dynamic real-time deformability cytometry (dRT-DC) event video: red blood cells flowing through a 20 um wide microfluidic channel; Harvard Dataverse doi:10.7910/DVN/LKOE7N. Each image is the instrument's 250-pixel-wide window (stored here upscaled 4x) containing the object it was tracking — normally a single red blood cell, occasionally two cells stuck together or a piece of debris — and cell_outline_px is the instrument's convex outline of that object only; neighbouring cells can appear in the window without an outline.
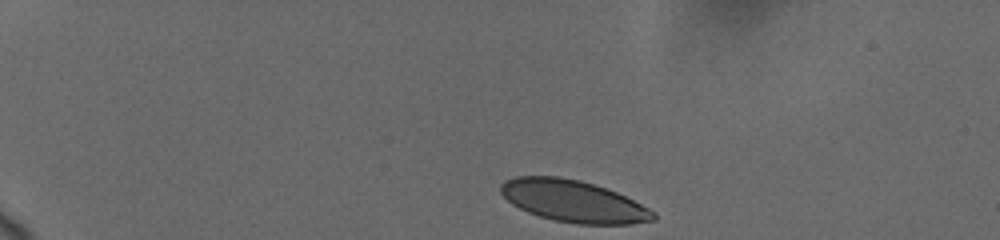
{"species": "human", "species_latin": "Homo sapiens", "temperature_condition": "cold", "stored_images_in_passage": 38, "camera_frame_rate_fps": 3000, "um_per_image_px": 0.085, "donor": {"sex": "female"}, "frame": {"image": 1, "passage_image": 1, "time_ms": 0.0, "image_size_px": [1000, 240], "cell_outline_px": [[656, 220], [628, 224], [576, 224], [552, 220], [528, 212], [512, 204], [500, 192], [500, 184], [504, 180], [516, 176], [560, 176], [580, 180], [616, 192], [656, 212]], "centroid_in_image_um": [48.71, 17.1], "position_along_channel_um": 36.3, "area_um2": 37.11}}
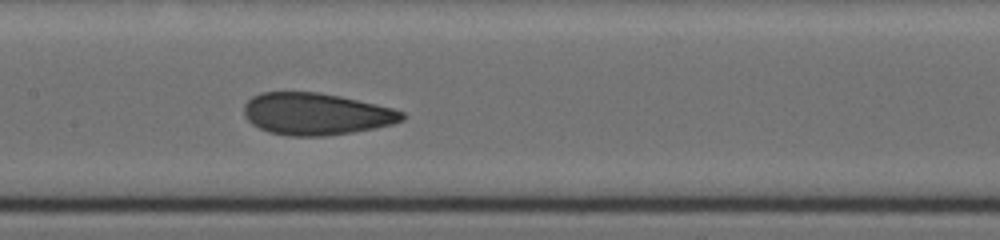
{"frame": {"image": 2, "passage_image": 16, "time_ms": 6.333, "image_size_px": [1000, 240], "cell_outline_px": [[404, 120], [392, 124], [376, 128], [352, 132], [324, 136], [288, 136], [268, 132], [252, 124], [244, 116], [244, 104], [252, 96], [260, 92], [320, 92], [340, 96], [376, 104], [392, 108], [404, 112]], "centroid_in_image_um": [26.85, 9.68], "position_along_channel_um": 180.6, "area_um2": 38.78}}
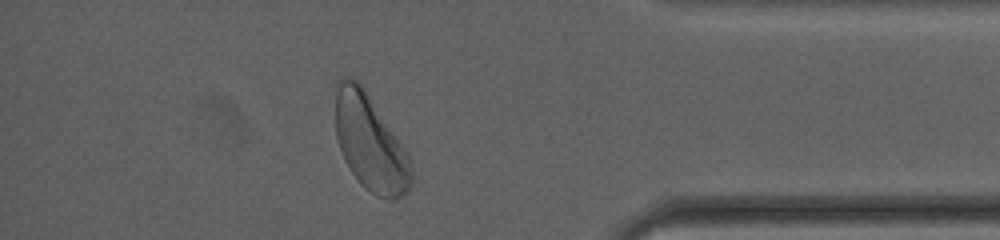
{"frame": {"image": 3, "passage_image": 33, "time_ms": 13.0, "image_size_px": [1000, 240], "cell_outline_px": [[412, 184], [408, 192], [392, 200], [388, 200], [376, 196], [360, 184], [344, 160], [336, 136], [336, 80], [340, 76], [348, 76], [356, 80], [364, 88], [408, 152], [412, 172]], "centroid_in_image_um": [31.47, 12.14], "position_along_channel_um": 403.7, "area_um2": 42.6}, "authors_computed_cell_mechanics": {"area_um2": 38.6104, "velocity_mm_per_s": 3.6531, "shape_relaxation_time_tau1_ms": 5.1217, "shape_relaxation_time_tau2_ms": 0.9968, "deformation_change_tau1": 0.1616, "deformation_change_tau2": 0.0623}}